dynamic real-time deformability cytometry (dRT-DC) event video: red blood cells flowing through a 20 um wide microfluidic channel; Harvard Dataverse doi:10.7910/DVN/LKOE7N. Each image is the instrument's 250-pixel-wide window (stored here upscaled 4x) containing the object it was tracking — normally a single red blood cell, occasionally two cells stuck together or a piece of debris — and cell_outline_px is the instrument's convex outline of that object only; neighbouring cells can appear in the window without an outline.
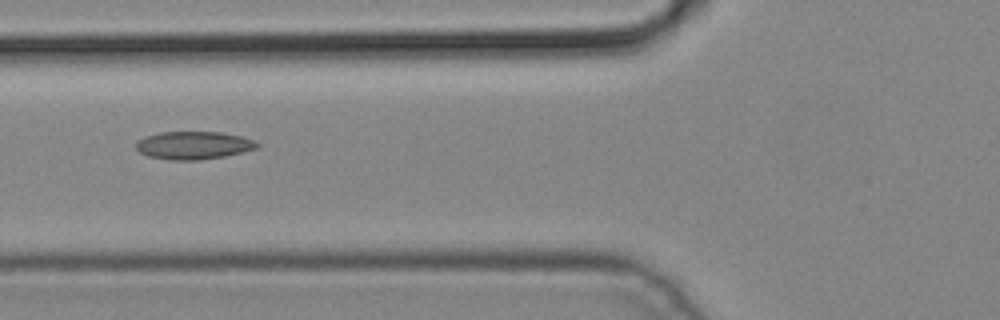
{"species": "common noctule bat (a hibernating species)", "species_latin": "Nyctalus noctula", "temperature_condition": "cold", "stored_images_in_passage": 5, "camera_frame_rate_fps": 3000, "um_per_image_px": 0.085, "animal": {"sex": "male", "body_mass_g": 19.2, "forearm_length_mm": 51.8}, "frame": {"image": 1, "passage_image": 5, "time_ms": 1.333, "image_size_px": [1000, 320], "cell_outline_px": [[260, 148], [224, 156], [200, 160], [168, 160], [148, 156], [140, 152], [136, 148], [136, 140], [144, 136], [160, 132], [220, 132], [240, 136], [252, 140], [260, 144]], "centroid_in_image_um": [16.43, 12.35], "position_along_channel_um": 109.4, "area_um2": 19.77}}